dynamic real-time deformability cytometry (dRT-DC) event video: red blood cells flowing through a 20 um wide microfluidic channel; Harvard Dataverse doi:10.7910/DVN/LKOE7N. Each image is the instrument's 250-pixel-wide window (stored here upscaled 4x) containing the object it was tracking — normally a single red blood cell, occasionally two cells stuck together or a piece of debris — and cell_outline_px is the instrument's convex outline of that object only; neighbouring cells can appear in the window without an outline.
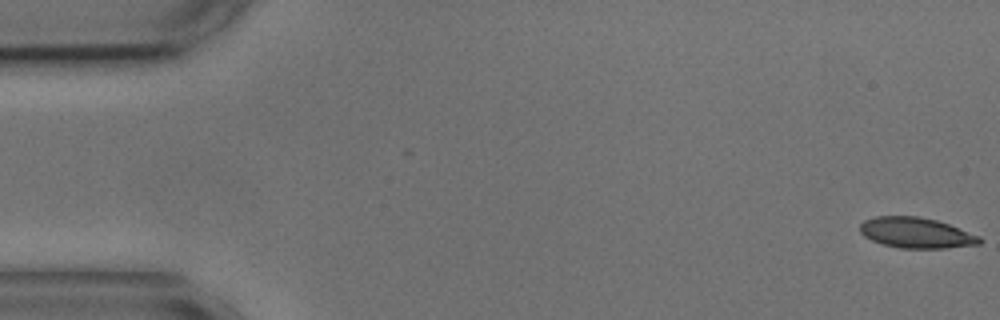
{"species": "common noctule bat (a hibernating species)", "species_latin": "Nyctalus noctula", "temperature_condition": "cold", "stored_images_in_passage": 55, "camera_frame_rate_fps": 3000, "um_per_image_px": 0.085, "animal": {"sex": "male", "body_mass_g": 17.9, "forearm_length_mm": 54.2}, "frame": {"image": 1, "passage_image": 1, "time_ms": 0.0, "image_size_px": [1000, 320], "cell_outline_px": [[984, 240], [980, 244], [944, 248], [900, 248], [880, 244], [864, 236], [860, 232], [860, 224], [864, 220], [876, 216], [920, 216], [936, 220], [948, 224], [980, 236]], "centroid_in_image_um": [77.87, 19.79], "position_along_channel_um": 7.1, "area_um2": 21.39}}
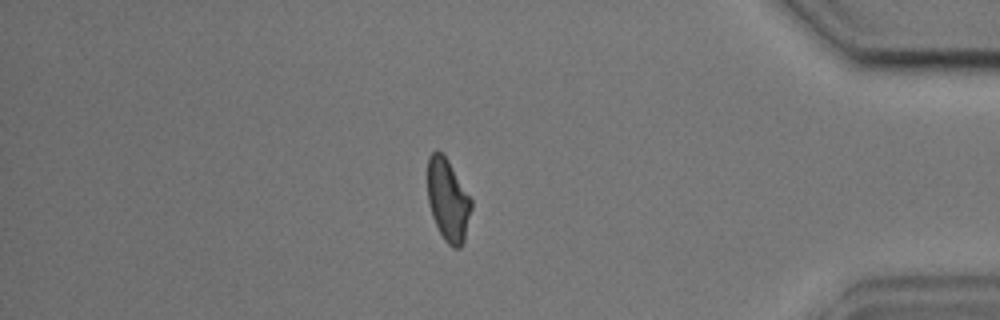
{"frame": {"image": 2, "passage_image": 47, "time_ms": 15.333, "image_size_px": [1000, 320], "cell_outline_px": [[472, 208], [464, 240], [460, 248], [452, 248], [444, 240], [432, 216], [428, 204], [428, 156], [436, 148], [448, 160], [472, 200]], "centroid_in_image_um": [38.07, 17.01], "position_along_channel_um": 397.1, "area_um2": 20.92}}
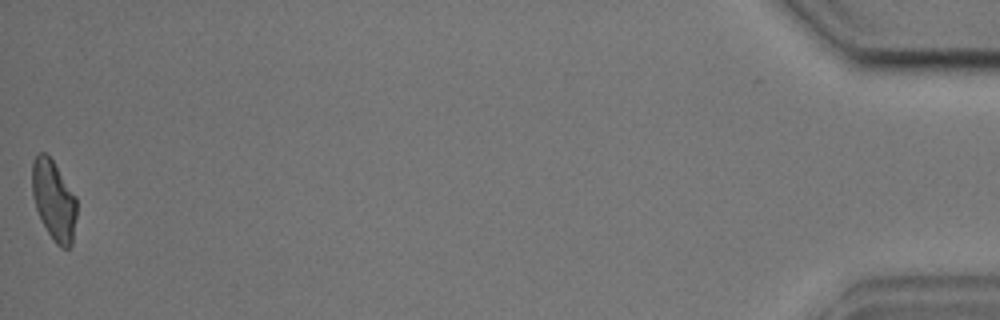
{"frame": {"image": 3, "passage_image": 55, "time_ms": 18.0, "image_size_px": [1000, 320], "cell_outline_px": [[76, 216], [72, 244], [68, 248], [60, 248], [56, 244], [48, 232], [36, 208], [32, 196], [32, 160], [40, 152], [44, 152], [52, 160], [76, 196]], "centroid_in_image_um": [4.57, 17.03], "position_along_channel_um": 430.6, "area_um2": 20.58}, "authors_computed_cell_mechanics": {"area_um2": 22.0218, "velocity_mm_per_s": 3.6231, "shape_relaxation_time_tau1_ms": 4.0531, "shape_relaxation_time_tau2_ms": 2.2498, "deformation_change_tau1": 0.1364, "deformation_change_tau2": 0.0832}}